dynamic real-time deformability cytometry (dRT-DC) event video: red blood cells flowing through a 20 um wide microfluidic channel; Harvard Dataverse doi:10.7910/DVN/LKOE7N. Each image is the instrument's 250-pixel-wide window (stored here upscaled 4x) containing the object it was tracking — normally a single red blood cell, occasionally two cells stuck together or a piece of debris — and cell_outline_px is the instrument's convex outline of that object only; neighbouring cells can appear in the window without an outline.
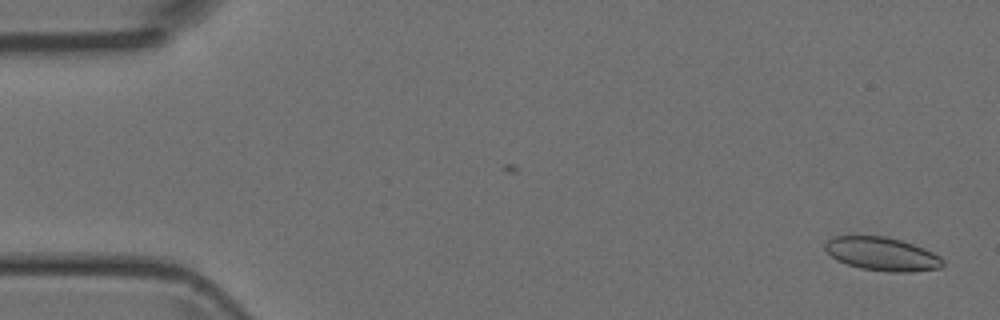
{"species": "Egyptian fruit bat (a non-hibernating species)", "species_latin": "Rousettus aegyptiacus", "temperature_condition": "room temperature", "stored_images_in_passage": 50, "camera_frame_rate_fps": 3000, "um_per_image_px": 0.085, "animal": {"sex": "female"}, "frame": {"image": 1, "passage_image": 1, "time_ms": 0.0, "image_size_px": [1000, 320], "cell_outline_px": [[944, 264], [940, 268], [912, 272], [888, 272], [860, 268], [836, 260], [824, 248], [824, 244], [828, 240], [836, 236], [884, 236], [900, 240], [924, 248], [940, 256], [944, 260]], "centroid_in_image_um": [74.99, 21.6], "position_along_channel_um": 10.0, "area_um2": 22.89}}
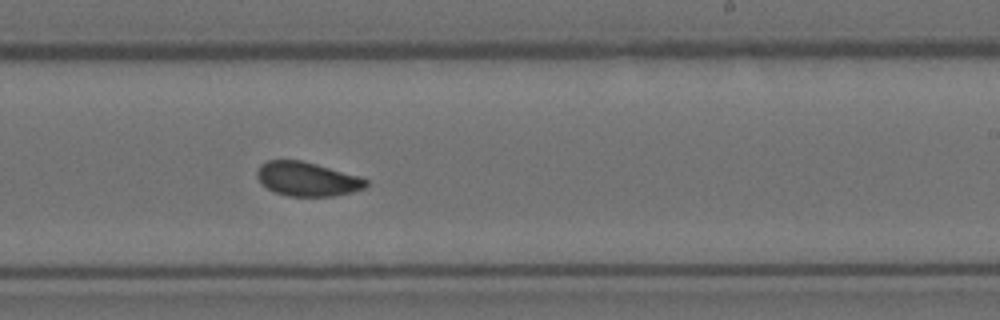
{"frame": {"image": 2, "passage_image": 30, "time_ms": 9.667, "image_size_px": [1000, 320], "cell_outline_px": [[368, 184], [364, 188], [352, 192], [332, 196], [288, 196], [276, 192], [268, 188], [256, 176], [256, 172], [260, 164], [268, 160], [300, 160], [316, 164], [360, 176], [368, 180]], "centroid_in_image_um": [26.12, 15.21], "position_along_channel_um": 262.9, "area_um2": 21.5}}
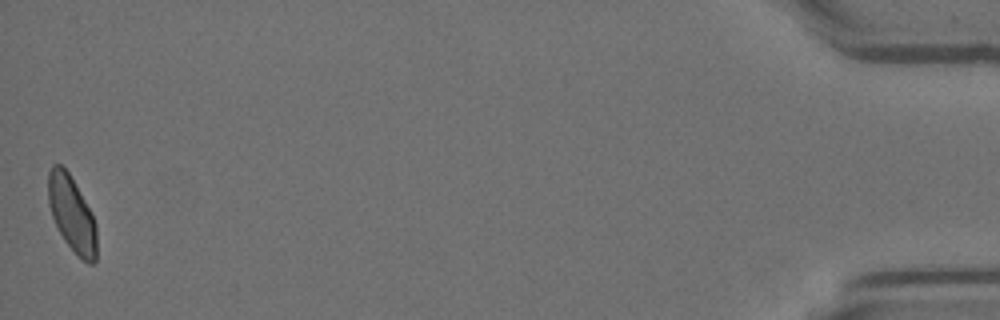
{"frame": {"image": 3, "passage_image": 50, "time_ms": 16.333, "image_size_px": [1000, 320], "cell_outline_px": [[96, 260], [92, 264], [88, 264], [64, 240], [52, 216], [48, 204], [48, 172], [52, 164], [60, 164], [68, 172], [92, 212], [96, 224]], "centroid_in_image_um": [6.1, 18.16], "position_along_channel_um": 429.1, "area_um2": 21.1}}